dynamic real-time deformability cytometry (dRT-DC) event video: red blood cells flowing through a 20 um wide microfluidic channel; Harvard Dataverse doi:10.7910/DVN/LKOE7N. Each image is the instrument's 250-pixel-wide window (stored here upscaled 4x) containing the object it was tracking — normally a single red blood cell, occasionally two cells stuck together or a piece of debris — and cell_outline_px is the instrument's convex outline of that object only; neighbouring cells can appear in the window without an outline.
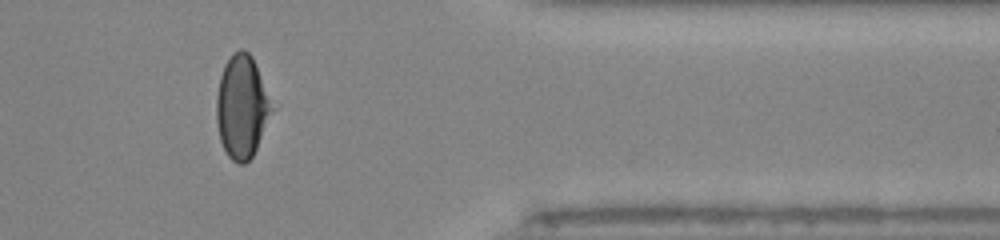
{"species": "human", "species_latin": "Homo sapiens", "temperature_condition": "room temperature", "stored_images_in_passage": 50, "camera_frame_rate_fps": 3000, "um_per_image_px": 0.085, "donor": {"sex": "male"}, "frame": {"image": 1, "passage_image": 43, "time_ms": 14.0, "image_size_px": [1000, 240], "cell_outline_px": [[280, 104], [252, 156], [244, 164], [240, 164], [232, 160], [228, 156], [220, 140], [216, 120], [216, 96], [220, 76], [224, 64], [232, 52], [240, 48], [244, 48], [252, 56]], "centroid_in_image_um": [20.68, 9.01], "position_along_channel_um": 390.7, "area_um2": 35.2}, "authors_computed_cell_mechanics": {"area_um2": 33.2639, "velocity_mm_per_s": 4.064, "shape_relaxation_time_tau1_ms": 6.4422, "shape_relaxation_time_tau2_ms": 1.0142, "deformation_change_tau1": 0.2009, "deformation_change_tau2": 0.0529}}